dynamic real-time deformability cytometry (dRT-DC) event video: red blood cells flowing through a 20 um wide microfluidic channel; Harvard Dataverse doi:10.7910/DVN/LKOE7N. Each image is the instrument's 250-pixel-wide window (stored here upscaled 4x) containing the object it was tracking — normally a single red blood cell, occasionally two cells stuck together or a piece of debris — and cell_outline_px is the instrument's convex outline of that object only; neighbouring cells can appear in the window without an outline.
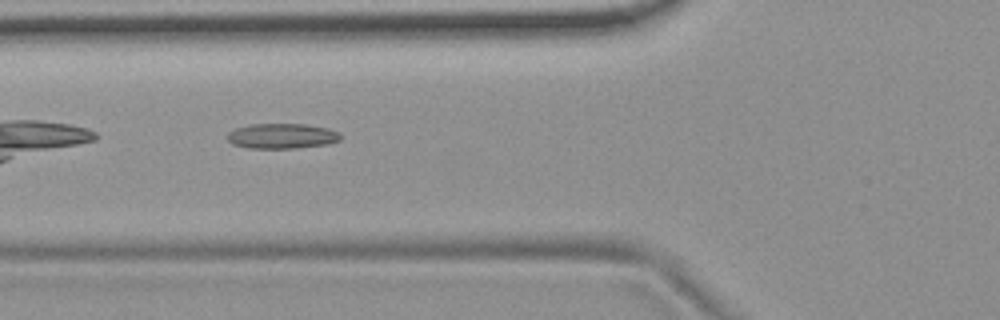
{"species": "common noctule bat (a hibernating species)", "species_latin": "Nyctalus noctula", "temperature_condition": "room temperature", "stored_images_in_passage": 6, "camera_frame_rate_fps": 3000, "um_per_image_px": 0.085, "animal": {"sex": "female", "body_mass_g": 19.9}, "frame": {"image": 1, "passage_image": 6, "time_ms": 5.667, "image_size_px": [1000, 320], "cell_outline_px": [[340, 140], [328, 144], [296, 148], [248, 148], [232, 144], [228, 140], [228, 132], [236, 128], [248, 124], [304, 124], [328, 128], [340, 132]], "centroid_in_image_um": [23.96, 11.56], "position_along_channel_um": 101.8, "area_um2": 16.65}}